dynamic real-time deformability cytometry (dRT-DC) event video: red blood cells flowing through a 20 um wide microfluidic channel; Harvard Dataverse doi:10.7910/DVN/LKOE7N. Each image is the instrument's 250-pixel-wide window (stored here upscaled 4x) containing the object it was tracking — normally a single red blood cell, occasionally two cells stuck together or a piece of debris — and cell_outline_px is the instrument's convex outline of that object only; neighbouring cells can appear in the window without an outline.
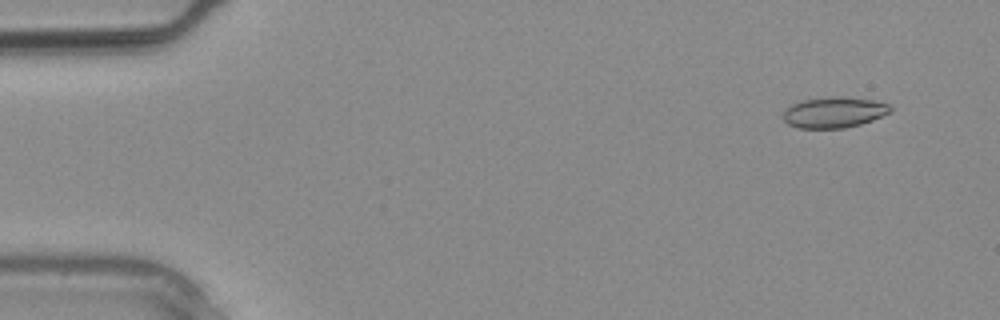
{"species": "common noctule bat (a hibernating species)", "species_latin": "Nyctalus noctula", "temperature_condition": "warm", "stored_images_in_passage": 2, "camera_frame_rate_fps": 3000, "um_per_image_px": 0.085, "animal": {"sex": "male", "body_mass_g": 20.4}, "frame": {"image": 1, "passage_image": 1, "time_ms": 0.0, "image_size_px": [1000, 320], "cell_outline_px": [[892, 112], [872, 120], [860, 124], [844, 128], [800, 128], [788, 124], [784, 120], [784, 112], [792, 104], [804, 100], [828, 96], [840, 96], [872, 100], [888, 104], [892, 108]], "centroid_in_image_um": [70.92, 9.54], "position_along_channel_um": 14.1, "area_um2": 19.13}}